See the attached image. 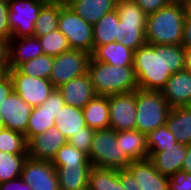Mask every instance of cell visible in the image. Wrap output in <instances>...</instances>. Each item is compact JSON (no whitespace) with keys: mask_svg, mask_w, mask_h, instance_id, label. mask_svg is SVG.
Returning a JSON list of instances; mask_svg holds the SVG:
<instances>
[{"mask_svg":"<svg viewBox=\"0 0 191 190\" xmlns=\"http://www.w3.org/2000/svg\"><path fill=\"white\" fill-rule=\"evenodd\" d=\"M186 52L182 45H149L134 51L133 68L138 89L160 91L170 76L185 70Z\"/></svg>","mask_w":191,"mask_h":190,"instance_id":"cell-1","label":"cell"},{"mask_svg":"<svg viewBox=\"0 0 191 190\" xmlns=\"http://www.w3.org/2000/svg\"><path fill=\"white\" fill-rule=\"evenodd\" d=\"M186 15L183 4L170 3L147 15L146 41L149 45H181Z\"/></svg>","mask_w":191,"mask_h":190,"instance_id":"cell-2","label":"cell"},{"mask_svg":"<svg viewBox=\"0 0 191 190\" xmlns=\"http://www.w3.org/2000/svg\"><path fill=\"white\" fill-rule=\"evenodd\" d=\"M92 86L97 95L110 96L134 92L138 89L133 66H113L94 60L88 65Z\"/></svg>","mask_w":191,"mask_h":190,"instance_id":"cell-3","label":"cell"},{"mask_svg":"<svg viewBox=\"0 0 191 190\" xmlns=\"http://www.w3.org/2000/svg\"><path fill=\"white\" fill-rule=\"evenodd\" d=\"M170 105L161 91L136 90V129L145 135L167 122Z\"/></svg>","mask_w":191,"mask_h":190,"instance_id":"cell-4","label":"cell"},{"mask_svg":"<svg viewBox=\"0 0 191 190\" xmlns=\"http://www.w3.org/2000/svg\"><path fill=\"white\" fill-rule=\"evenodd\" d=\"M88 158L92 166L116 170L127 169L132 163L117 142L116 131L112 128L95 130Z\"/></svg>","mask_w":191,"mask_h":190,"instance_id":"cell-5","label":"cell"},{"mask_svg":"<svg viewBox=\"0 0 191 190\" xmlns=\"http://www.w3.org/2000/svg\"><path fill=\"white\" fill-rule=\"evenodd\" d=\"M116 11L119 15L120 30L123 37L120 43L133 51L147 44V15L135 2L133 0H118Z\"/></svg>","mask_w":191,"mask_h":190,"instance_id":"cell-6","label":"cell"},{"mask_svg":"<svg viewBox=\"0 0 191 190\" xmlns=\"http://www.w3.org/2000/svg\"><path fill=\"white\" fill-rule=\"evenodd\" d=\"M119 181L124 190H169V177L159 173L149 158L119 170Z\"/></svg>","mask_w":191,"mask_h":190,"instance_id":"cell-7","label":"cell"},{"mask_svg":"<svg viewBox=\"0 0 191 190\" xmlns=\"http://www.w3.org/2000/svg\"><path fill=\"white\" fill-rule=\"evenodd\" d=\"M58 29L66 36L71 49L94 51L93 25L83 20L71 7L60 1Z\"/></svg>","mask_w":191,"mask_h":190,"instance_id":"cell-8","label":"cell"},{"mask_svg":"<svg viewBox=\"0 0 191 190\" xmlns=\"http://www.w3.org/2000/svg\"><path fill=\"white\" fill-rule=\"evenodd\" d=\"M91 54L78 49H70L53 57V68L49 80L55 88L73 78L88 72Z\"/></svg>","mask_w":191,"mask_h":190,"instance_id":"cell-9","label":"cell"},{"mask_svg":"<svg viewBox=\"0 0 191 190\" xmlns=\"http://www.w3.org/2000/svg\"><path fill=\"white\" fill-rule=\"evenodd\" d=\"M47 0H8L11 38L33 36L39 11Z\"/></svg>","mask_w":191,"mask_h":190,"instance_id":"cell-10","label":"cell"},{"mask_svg":"<svg viewBox=\"0 0 191 190\" xmlns=\"http://www.w3.org/2000/svg\"><path fill=\"white\" fill-rule=\"evenodd\" d=\"M7 72L13 81V90L31 107L40 106L55 87L49 79L22 74L17 68Z\"/></svg>","mask_w":191,"mask_h":190,"instance_id":"cell-11","label":"cell"},{"mask_svg":"<svg viewBox=\"0 0 191 190\" xmlns=\"http://www.w3.org/2000/svg\"><path fill=\"white\" fill-rule=\"evenodd\" d=\"M64 104L62 94L55 88L42 105L33 107L26 131L27 142L55 126L56 114Z\"/></svg>","mask_w":191,"mask_h":190,"instance_id":"cell-12","label":"cell"},{"mask_svg":"<svg viewBox=\"0 0 191 190\" xmlns=\"http://www.w3.org/2000/svg\"><path fill=\"white\" fill-rule=\"evenodd\" d=\"M21 178L32 190H60L57 171L51 161L28 156L22 167Z\"/></svg>","mask_w":191,"mask_h":190,"instance_id":"cell-13","label":"cell"},{"mask_svg":"<svg viewBox=\"0 0 191 190\" xmlns=\"http://www.w3.org/2000/svg\"><path fill=\"white\" fill-rule=\"evenodd\" d=\"M109 118L115 131L136 129V90L109 96Z\"/></svg>","mask_w":191,"mask_h":190,"instance_id":"cell-14","label":"cell"},{"mask_svg":"<svg viewBox=\"0 0 191 190\" xmlns=\"http://www.w3.org/2000/svg\"><path fill=\"white\" fill-rule=\"evenodd\" d=\"M33 107L28 105L14 90L0 104V115L5 128L25 135Z\"/></svg>","mask_w":191,"mask_h":190,"instance_id":"cell-15","label":"cell"},{"mask_svg":"<svg viewBox=\"0 0 191 190\" xmlns=\"http://www.w3.org/2000/svg\"><path fill=\"white\" fill-rule=\"evenodd\" d=\"M67 143V138L56 126L33 136L28 142V156L36 160L52 161L57 151Z\"/></svg>","mask_w":191,"mask_h":190,"instance_id":"cell-16","label":"cell"},{"mask_svg":"<svg viewBox=\"0 0 191 190\" xmlns=\"http://www.w3.org/2000/svg\"><path fill=\"white\" fill-rule=\"evenodd\" d=\"M160 91L171 108L191 106V73L185 69L172 74Z\"/></svg>","mask_w":191,"mask_h":190,"instance_id":"cell-17","label":"cell"},{"mask_svg":"<svg viewBox=\"0 0 191 190\" xmlns=\"http://www.w3.org/2000/svg\"><path fill=\"white\" fill-rule=\"evenodd\" d=\"M57 89L62 94L66 105L81 109L97 95L88 72L62 84Z\"/></svg>","mask_w":191,"mask_h":190,"instance_id":"cell-18","label":"cell"},{"mask_svg":"<svg viewBox=\"0 0 191 190\" xmlns=\"http://www.w3.org/2000/svg\"><path fill=\"white\" fill-rule=\"evenodd\" d=\"M186 152L187 145L176 142L174 146H169L163 151H149L148 158L159 173L170 177L175 172L182 170Z\"/></svg>","mask_w":191,"mask_h":190,"instance_id":"cell-19","label":"cell"},{"mask_svg":"<svg viewBox=\"0 0 191 190\" xmlns=\"http://www.w3.org/2000/svg\"><path fill=\"white\" fill-rule=\"evenodd\" d=\"M43 54L40 40L36 36L11 38L8 69H15L23 62Z\"/></svg>","mask_w":191,"mask_h":190,"instance_id":"cell-20","label":"cell"},{"mask_svg":"<svg viewBox=\"0 0 191 190\" xmlns=\"http://www.w3.org/2000/svg\"><path fill=\"white\" fill-rule=\"evenodd\" d=\"M94 49L108 43L120 42L123 37L120 30V19L115 10L106 13L93 25Z\"/></svg>","mask_w":191,"mask_h":190,"instance_id":"cell-21","label":"cell"},{"mask_svg":"<svg viewBox=\"0 0 191 190\" xmlns=\"http://www.w3.org/2000/svg\"><path fill=\"white\" fill-rule=\"evenodd\" d=\"M91 57L113 66H133L134 51L120 42H114L97 46Z\"/></svg>","mask_w":191,"mask_h":190,"instance_id":"cell-22","label":"cell"},{"mask_svg":"<svg viewBox=\"0 0 191 190\" xmlns=\"http://www.w3.org/2000/svg\"><path fill=\"white\" fill-rule=\"evenodd\" d=\"M116 140L131 161L144 160L149 157L146 135L137 129L116 131Z\"/></svg>","mask_w":191,"mask_h":190,"instance_id":"cell-23","label":"cell"},{"mask_svg":"<svg viewBox=\"0 0 191 190\" xmlns=\"http://www.w3.org/2000/svg\"><path fill=\"white\" fill-rule=\"evenodd\" d=\"M85 123L93 130L110 128L109 96L96 95L83 108Z\"/></svg>","mask_w":191,"mask_h":190,"instance_id":"cell-24","label":"cell"},{"mask_svg":"<svg viewBox=\"0 0 191 190\" xmlns=\"http://www.w3.org/2000/svg\"><path fill=\"white\" fill-rule=\"evenodd\" d=\"M167 128L175 139L183 145L191 144V107H174L169 111Z\"/></svg>","mask_w":191,"mask_h":190,"instance_id":"cell-25","label":"cell"},{"mask_svg":"<svg viewBox=\"0 0 191 190\" xmlns=\"http://www.w3.org/2000/svg\"><path fill=\"white\" fill-rule=\"evenodd\" d=\"M60 190H87L92 166H54Z\"/></svg>","mask_w":191,"mask_h":190,"instance_id":"cell-26","label":"cell"},{"mask_svg":"<svg viewBox=\"0 0 191 190\" xmlns=\"http://www.w3.org/2000/svg\"><path fill=\"white\" fill-rule=\"evenodd\" d=\"M118 0H80L70 7L87 23L96 24L106 13L116 9Z\"/></svg>","mask_w":191,"mask_h":190,"instance_id":"cell-27","label":"cell"},{"mask_svg":"<svg viewBox=\"0 0 191 190\" xmlns=\"http://www.w3.org/2000/svg\"><path fill=\"white\" fill-rule=\"evenodd\" d=\"M55 126L67 139L83 131V127L86 126L83 109L64 104L56 114Z\"/></svg>","mask_w":191,"mask_h":190,"instance_id":"cell-28","label":"cell"},{"mask_svg":"<svg viewBox=\"0 0 191 190\" xmlns=\"http://www.w3.org/2000/svg\"><path fill=\"white\" fill-rule=\"evenodd\" d=\"M60 0H47L39 11L33 36L37 38L58 29Z\"/></svg>","mask_w":191,"mask_h":190,"instance_id":"cell-29","label":"cell"},{"mask_svg":"<svg viewBox=\"0 0 191 190\" xmlns=\"http://www.w3.org/2000/svg\"><path fill=\"white\" fill-rule=\"evenodd\" d=\"M87 190H124L119 181V170L92 166Z\"/></svg>","mask_w":191,"mask_h":190,"instance_id":"cell-30","label":"cell"},{"mask_svg":"<svg viewBox=\"0 0 191 190\" xmlns=\"http://www.w3.org/2000/svg\"><path fill=\"white\" fill-rule=\"evenodd\" d=\"M0 152L28 155V145L25 135L8 128L0 129Z\"/></svg>","mask_w":191,"mask_h":190,"instance_id":"cell-31","label":"cell"},{"mask_svg":"<svg viewBox=\"0 0 191 190\" xmlns=\"http://www.w3.org/2000/svg\"><path fill=\"white\" fill-rule=\"evenodd\" d=\"M51 163L53 166H92L88 154L68 142L57 151Z\"/></svg>","mask_w":191,"mask_h":190,"instance_id":"cell-32","label":"cell"},{"mask_svg":"<svg viewBox=\"0 0 191 190\" xmlns=\"http://www.w3.org/2000/svg\"><path fill=\"white\" fill-rule=\"evenodd\" d=\"M28 155L0 152V183L21 177L22 167Z\"/></svg>","mask_w":191,"mask_h":190,"instance_id":"cell-33","label":"cell"},{"mask_svg":"<svg viewBox=\"0 0 191 190\" xmlns=\"http://www.w3.org/2000/svg\"><path fill=\"white\" fill-rule=\"evenodd\" d=\"M53 68V57L46 54L20 64L17 69L32 77L49 79Z\"/></svg>","mask_w":191,"mask_h":190,"instance_id":"cell-34","label":"cell"},{"mask_svg":"<svg viewBox=\"0 0 191 190\" xmlns=\"http://www.w3.org/2000/svg\"><path fill=\"white\" fill-rule=\"evenodd\" d=\"M38 39L40 40L43 53L48 56L56 57L71 49L66 36L59 29L40 36Z\"/></svg>","mask_w":191,"mask_h":190,"instance_id":"cell-35","label":"cell"},{"mask_svg":"<svg viewBox=\"0 0 191 190\" xmlns=\"http://www.w3.org/2000/svg\"><path fill=\"white\" fill-rule=\"evenodd\" d=\"M178 142L173 132L170 131L166 124L158 127L146 135V145L148 151H163L169 146H174Z\"/></svg>","mask_w":191,"mask_h":190,"instance_id":"cell-36","label":"cell"},{"mask_svg":"<svg viewBox=\"0 0 191 190\" xmlns=\"http://www.w3.org/2000/svg\"><path fill=\"white\" fill-rule=\"evenodd\" d=\"M94 132L95 130L86 125L83 127V131H79L70 136L69 139H67V142L73 145L76 149L89 155Z\"/></svg>","mask_w":191,"mask_h":190,"instance_id":"cell-37","label":"cell"},{"mask_svg":"<svg viewBox=\"0 0 191 190\" xmlns=\"http://www.w3.org/2000/svg\"><path fill=\"white\" fill-rule=\"evenodd\" d=\"M169 190H191V174L179 170L169 177Z\"/></svg>","mask_w":191,"mask_h":190,"instance_id":"cell-38","label":"cell"},{"mask_svg":"<svg viewBox=\"0 0 191 190\" xmlns=\"http://www.w3.org/2000/svg\"><path fill=\"white\" fill-rule=\"evenodd\" d=\"M11 36L8 0H0V37L10 40Z\"/></svg>","mask_w":191,"mask_h":190,"instance_id":"cell-39","label":"cell"},{"mask_svg":"<svg viewBox=\"0 0 191 190\" xmlns=\"http://www.w3.org/2000/svg\"><path fill=\"white\" fill-rule=\"evenodd\" d=\"M135 4L146 14H152L171 3L170 0H133Z\"/></svg>","mask_w":191,"mask_h":190,"instance_id":"cell-40","label":"cell"},{"mask_svg":"<svg viewBox=\"0 0 191 190\" xmlns=\"http://www.w3.org/2000/svg\"><path fill=\"white\" fill-rule=\"evenodd\" d=\"M13 91V81L8 72L0 73V104Z\"/></svg>","mask_w":191,"mask_h":190,"instance_id":"cell-41","label":"cell"},{"mask_svg":"<svg viewBox=\"0 0 191 190\" xmlns=\"http://www.w3.org/2000/svg\"><path fill=\"white\" fill-rule=\"evenodd\" d=\"M9 63V40L0 37V73L7 72Z\"/></svg>","mask_w":191,"mask_h":190,"instance_id":"cell-42","label":"cell"},{"mask_svg":"<svg viewBox=\"0 0 191 190\" xmlns=\"http://www.w3.org/2000/svg\"><path fill=\"white\" fill-rule=\"evenodd\" d=\"M0 190H32L31 186L21 177L0 183Z\"/></svg>","mask_w":191,"mask_h":190,"instance_id":"cell-43","label":"cell"},{"mask_svg":"<svg viewBox=\"0 0 191 190\" xmlns=\"http://www.w3.org/2000/svg\"><path fill=\"white\" fill-rule=\"evenodd\" d=\"M184 48H191V18L186 17L183 25V41L181 44Z\"/></svg>","mask_w":191,"mask_h":190,"instance_id":"cell-44","label":"cell"},{"mask_svg":"<svg viewBox=\"0 0 191 190\" xmlns=\"http://www.w3.org/2000/svg\"><path fill=\"white\" fill-rule=\"evenodd\" d=\"M182 170L191 174V144L187 145V152L183 160Z\"/></svg>","mask_w":191,"mask_h":190,"instance_id":"cell-45","label":"cell"},{"mask_svg":"<svg viewBox=\"0 0 191 190\" xmlns=\"http://www.w3.org/2000/svg\"><path fill=\"white\" fill-rule=\"evenodd\" d=\"M185 52H186L185 69L191 73V48H185Z\"/></svg>","mask_w":191,"mask_h":190,"instance_id":"cell-46","label":"cell"},{"mask_svg":"<svg viewBox=\"0 0 191 190\" xmlns=\"http://www.w3.org/2000/svg\"><path fill=\"white\" fill-rule=\"evenodd\" d=\"M183 7H184V11H185L186 17H190L191 18V0H186L183 3Z\"/></svg>","mask_w":191,"mask_h":190,"instance_id":"cell-47","label":"cell"},{"mask_svg":"<svg viewBox=\"0 0 191 190\" xmlns=\"http://www.w3.org/2000/svg\"><path fill=\"white\" fill-rule=\"evenodd\" d=\"M61 3L65 6H71L74 2L80 1V0H60Z\"/></svg>","mask_w":191,"mask_h":190,"instance_id":"cell-48","label":"cell"},{"mask_svg":"<svg viewBox=\"0 0 191 190\" xmlns=\"http://www.w3.org/2000/svg\"><path fill=\"white\" fill-rule=\"evenodd\" d=\"M5 128V123L3 117L0 115V129Z\"/></svg>","mask_w":191,"mask_h":190,"instance_id":"cell-49","label":"cell"},{"mask_svg":"<svg viewBox=\"0 0 191 190\" xmlns=\"http://www.w3.org/2000/svg\"><path fill=\"white\" fill-rule=\"evenodd\" d=\"M171 3H180L183 4L186 0H170Z\"/></svg>","mask_w":191,"mask_h":190,"instance_id":"cell-50","label":"cell"}]
</instances>
